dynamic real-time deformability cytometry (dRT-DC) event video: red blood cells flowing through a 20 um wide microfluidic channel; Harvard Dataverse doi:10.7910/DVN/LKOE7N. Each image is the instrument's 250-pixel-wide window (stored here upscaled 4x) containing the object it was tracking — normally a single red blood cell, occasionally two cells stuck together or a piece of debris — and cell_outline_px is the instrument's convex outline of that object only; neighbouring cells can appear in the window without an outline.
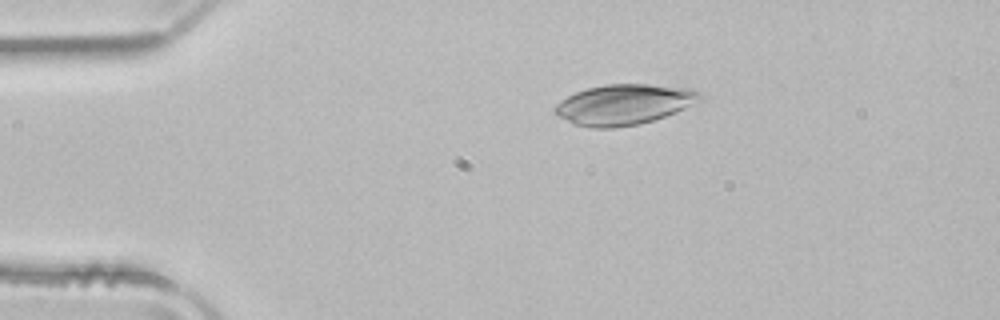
{"species": "common noctule bat (a hibernating species)", "species_latin": "Nyctalus noctula", "temperature_condition": "room temperature", "stored_images_in_passage": 46, "camera_frame_rate_fps": 3000, "um_per_image_px": 0.085, "animal": {"sex": "male", "body_mass_g": 21.5, "forearm_length_mm": 52.0}, "frame": {"image": 1, "passage_image": 5, "time_ms": 1.333, "image_size_px": [1000, 320], "cell_outline_px": [[704, 96], [700, 100], [676, 112], [640, 124], [616, 128], [592, 128], [572, 124], [556, 116], [552, 112], [552, 108], [560, 100], [576, 92], [588, 88], [604, 84], [648, 84], [688, 88], [700, 92]], "centroid_in_image_um": [52.97, 8.89], "position_along_channel_um": 32.0, "area_um2": 34.39}}
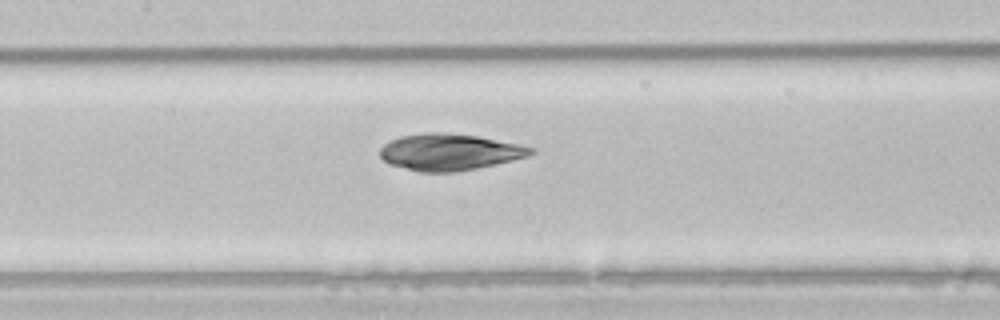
{"frame": {"image": 2, "passage_image": 19, "time_ms": 6.0, "image_size_px": [1000, 320], "cell_outline_px": [[536, 152], [528, 156], [496, 164], [476, 168], [452, 172], [420, 172], [388, 164], [380, 156], [380, 148], [384, 144], [400, 136], [428, 132], [440, 132], [476, 136], [520, 144], [536, 148]], "centroid_in_image_um": [38.21, 12.92], "position_along_channel_um": 169.2, "area_um2": 32.02}}
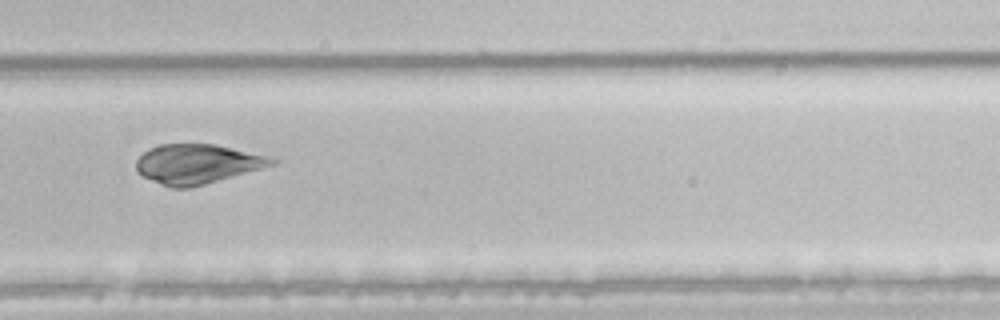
{"frame": {"image": 3, "passage_image": 30, "time_ms": 9.667, "image_size_px": [1000, 320], "cell_outline_px": [[276, 164], [204, 184], [188, 188], [172, 188], [144, 176], [136, 172], [136, 160], [148, 148], [160, 144], [216, 144], [268, 156], [276, 160]], "centroid_in_image_um": [16.74, 13.92], "position_along_channel_um": 313.1, "area_um2": 30.87}}